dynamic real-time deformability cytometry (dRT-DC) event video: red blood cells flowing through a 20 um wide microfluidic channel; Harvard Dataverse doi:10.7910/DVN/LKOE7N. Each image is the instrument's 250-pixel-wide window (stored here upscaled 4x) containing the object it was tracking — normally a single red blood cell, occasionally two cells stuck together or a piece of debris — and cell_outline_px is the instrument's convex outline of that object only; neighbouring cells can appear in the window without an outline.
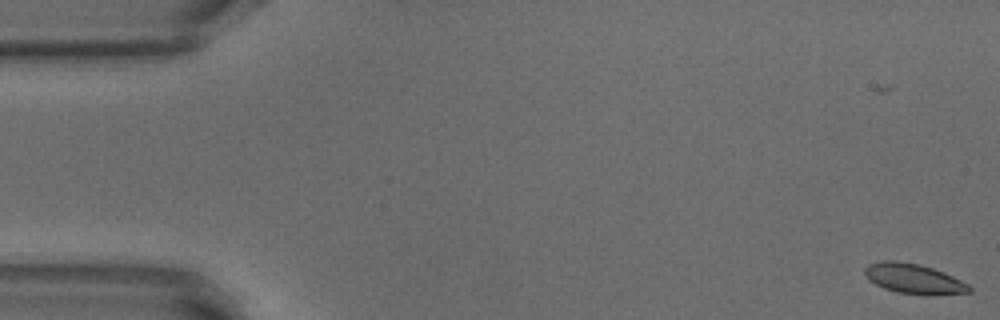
{"species": "common noctule bat (a hibernating species)", "species_latin": "Nyctalus noctula", "temperature_condition": "warm", "stored_images_in_passage": 53, "camera_frame_rate_fps": 3000, "um_per_image_px": 0.085, "animal": {"sex": "male", "body_mass_g": 18.8}, "frame": {"image": 1, "passage_image": 1, "time_ms": 0.0, "image_size_px": [1000, 320], "cell_outline_px": [[972, 292], [928, 296], [896, 292], [884, 288], [868, 280], [864, 272], [864, 268], [868, 264], [884, 260], [896, 260], [920, 264], [944, 272], [968, 284], [972, 288]], "centroid_in_image_um": [77.67, 23.7], "position_along_channel_um": 7.3, "area_um2": 18.5}}
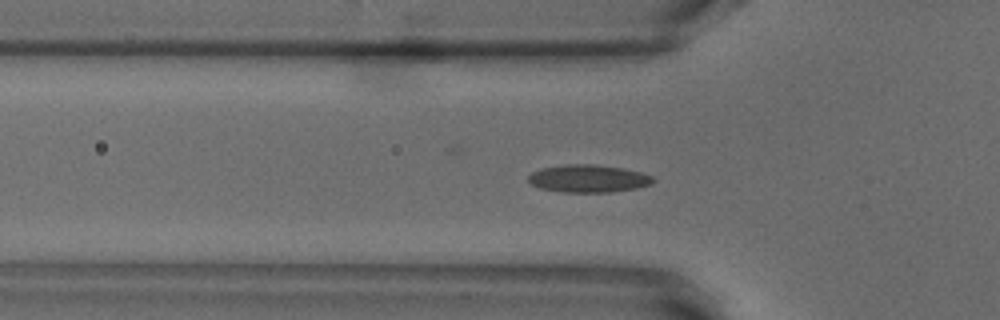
{"frame": {"image": 2, "passage_image": 17, "time_ms": 5.333, "image_size_px": [1000, 320], "cell_outline_px": [[656, 180], [652, 184], [636, 188], [612, 192], [560, 192], [540, 188], [532, 184], [528, 180], [528, 176], [532, 172], [544, 168], [564, 164], [596, 164], [624, 168], [640, 172], [652, 176]], "centroid_in_image_um": [50.03, 15.17], "position_along_channel_um": 75.8, "area_um2": 20.17}}
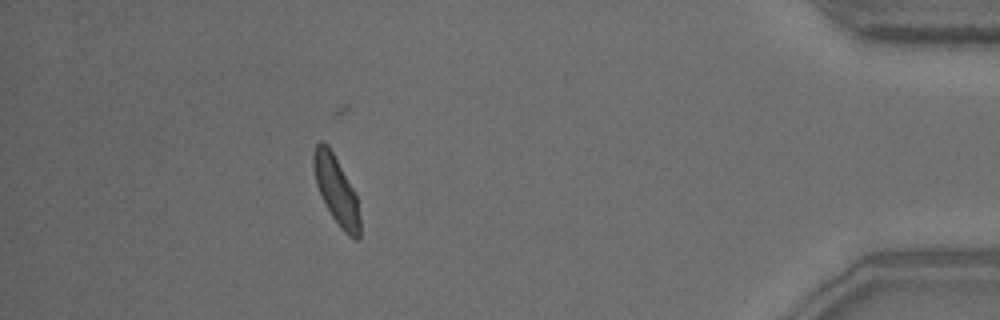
{"frame": {"image": 3, "passage_image": 47, "time_ms": 15.333, "image_size_px": [1000, 320], "cell_outline_px": [[360, 236], [356, 240], [348, 236], [344, 232], [332, 216], [324, 204], [316, 184], [312, 164], [312, 156], [316, 144], [320, 140], [324, 140], [328, 144], [352, 188], [356, 196], [360, 220]], "centroid_in_image_um": [28.55, 16.15], "position_along_channel_um": 406.6, "area_um2": 18.26}, "authors_computed_cell_mechanics": {"area_um2": 18.3226, "velocity_mm_per_s": 3.8331, "shape_relaxation_time_tau1_ms": 4.2587, "shape_relaxation_time_tau2_ms": 0.9419, "deformation_change_tau1": 0.1126, "deformation_change_tau2": 0.0603}}